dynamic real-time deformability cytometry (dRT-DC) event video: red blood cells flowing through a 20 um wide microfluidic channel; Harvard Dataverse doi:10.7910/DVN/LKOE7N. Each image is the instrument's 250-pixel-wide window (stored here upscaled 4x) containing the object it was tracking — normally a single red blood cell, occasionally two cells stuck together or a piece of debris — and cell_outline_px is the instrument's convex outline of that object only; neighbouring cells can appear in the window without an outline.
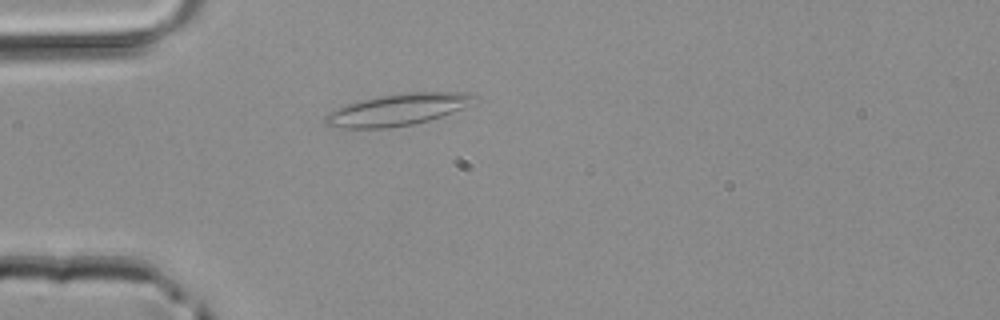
{"species": "common noctule bat (a hibernating species)", "species_latin": "Nyctalus noctula", "temperature_condition": "room temperature", "stored_images_in_passage": 1, "camera_frame_rate_fps": 3000, "um_per_image_px": 0.085, "animal": {"sex": "male", "body_mass_g": 20.4}, "frame": {"image": 1, "passage_image": 1, "time_ms": 0.0, "image_size_px": [1000, 320], "cell_outline_px": [[476, 96], [460, 108], [452, 112], [428, 120], [412, 124], [388, 128], [328, 128], [324, 124], [324, 116], [348, 104], [364, 100], [384, 96], [408, 92], [468, 92]], "centroid_in_image_um": [33.72, 9.34], "position_along_channel_um": 51.3, "area_um2": 26.7}}